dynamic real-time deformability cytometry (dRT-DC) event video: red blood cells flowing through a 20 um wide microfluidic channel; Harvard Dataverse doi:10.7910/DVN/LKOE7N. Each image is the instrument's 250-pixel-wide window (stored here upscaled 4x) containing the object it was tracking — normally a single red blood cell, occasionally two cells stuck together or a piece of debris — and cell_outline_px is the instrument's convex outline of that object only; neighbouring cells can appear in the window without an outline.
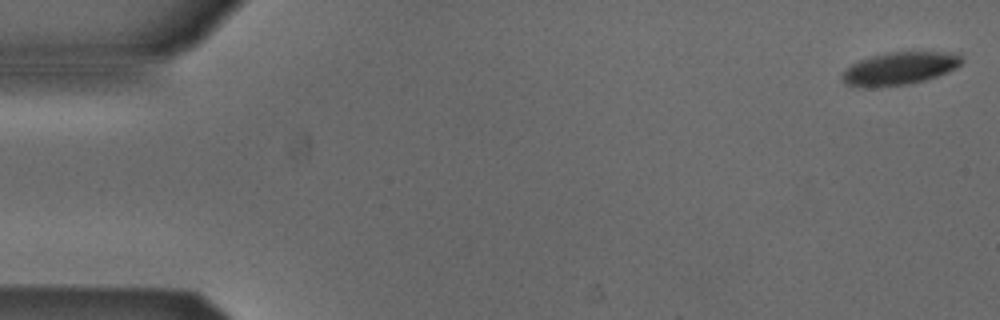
{"species": "Egyptian fruit bat (a non-hibernating species)", "species_latin": "Rousettus aegyptiacus", "temperature_condition": "cold", "stored_images_in_passage": 47, "camera_frame_rate_fps": 3000, "um_per_image_px": 0.085, "animal": {"sex": "male"}, "frame": {"image": 1, "passage_image": 1, "time_ms": 0.0, "image_size_px": [1000, 320], "cell_outline_px": [[964, 60], [956, 68], [936, 76], [924, 80], [904, 84], [844, 84], [840, 76], [852, 64], [860, 60], [884, 52], [956, 52]], "centroid_in_image_um": [76.54, 5.75], "position_along_channel_um": 8.5, "area_um2": 21.79}}
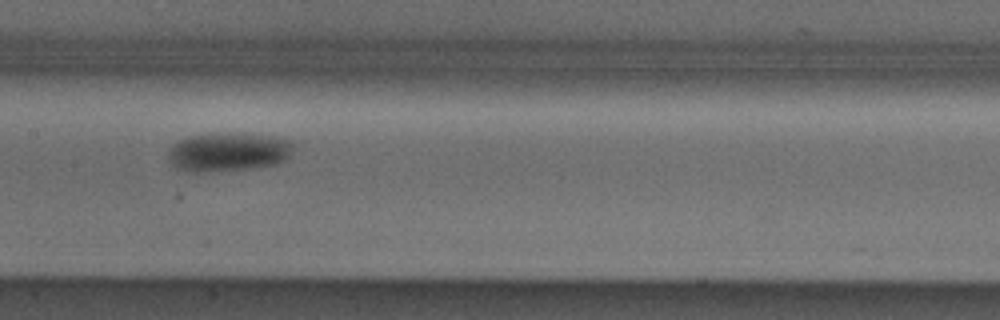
{"frame": {"image": 2, "passage_image": 26, "time_ms": 8.333, "image_size_px": [1000, 320], "cell_outline_px": [[292, 152], [284, 160], [276, 164], [248, 168], [204, 172], [192, 172], [176, 168], [168, 160], [168, 156], [172, 148], [180, 140], [188, 136], [244, 132], [272, 136], [292, 140]], "centroid_in_image_um": [19.43, 12.9], "position_along_channel_um": 188.0, "area_um2": 28.09}}
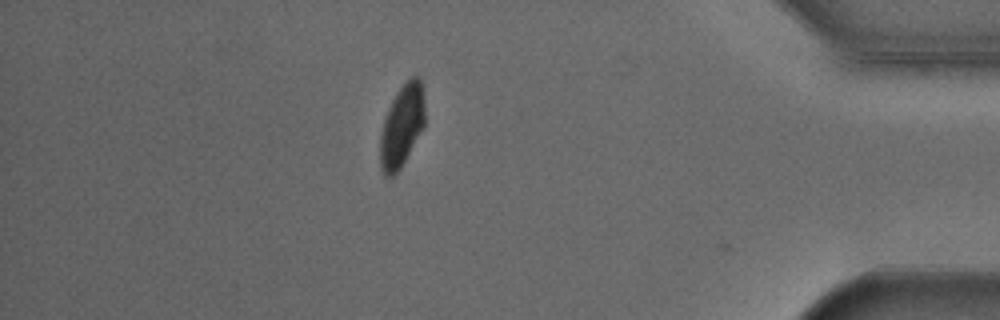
{"frame": {"image": 3, "passage_image": 46, "time_ms": 15.0, "image_size_px": [1000, 320], "cell_outline_px": [[424, 128], [400, 168], [392, 176], [384, 176], [380, 168], [380, 136], [384, 120], [388, 108], [396, 92], [412, 76], [420, 76], [424, 84]], "centroid_in_image_um": [34.18, 10.67], "position_along_channel_um": 401.0, "area_um2": 21.56}, "authors_computed_cell_mechanics": {"area_um2": 25.5476, "velocity_mm_per_s": 3.8441, "shape_relaxation_time_tau1_ms": 6.0935, "shape_relaxation_time_tau2_ms": null, "deformation_change_tau1": 0.1508, "deformation_change_tau2": null}}